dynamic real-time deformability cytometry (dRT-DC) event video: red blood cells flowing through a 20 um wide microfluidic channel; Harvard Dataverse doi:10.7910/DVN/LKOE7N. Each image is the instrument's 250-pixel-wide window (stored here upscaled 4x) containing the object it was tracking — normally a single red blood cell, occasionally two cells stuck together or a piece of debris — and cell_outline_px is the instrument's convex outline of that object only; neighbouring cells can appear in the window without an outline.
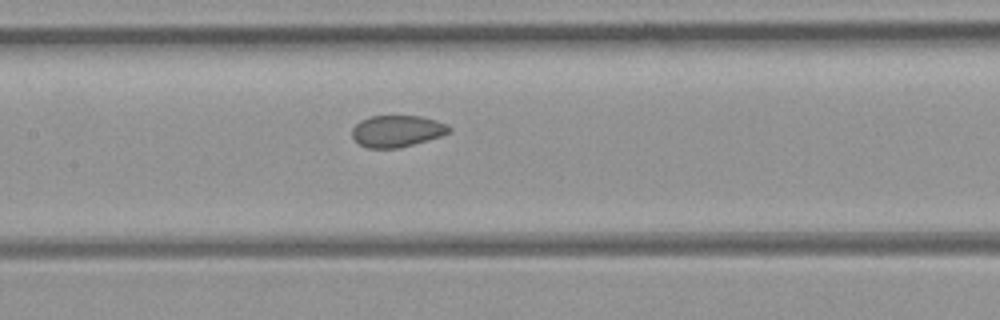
{"species": "common noctule bat (a hibernating species)", "species_latin": "Nyctalus noctula", "temperature_condition": "room temperature", "stored_images_in_passage": 5, "segment_of_instrument_passage": [1, 2], "camera_frame_rate_fps": 3000, "um_per_image_px": 0.085, "animal": {"sex": "female", "body_mass_g": 21.9}, "frame": {"image": 1, "passage_image": 4, "time_ms": 1.0, "image_size_px": [1000, 320], "cell_outline_px": [[452, 128], [448, 132], [440, 136], [400, 148], [364, 148], [352, 136], [352, 128], [360, 120], [372, 116], [420, 116], [436, 120], [448, 124]], "centroid_in_image_um": [33.73, 11.14], "position_along_channel_um": 173.7, "area_um2": 17.86}}